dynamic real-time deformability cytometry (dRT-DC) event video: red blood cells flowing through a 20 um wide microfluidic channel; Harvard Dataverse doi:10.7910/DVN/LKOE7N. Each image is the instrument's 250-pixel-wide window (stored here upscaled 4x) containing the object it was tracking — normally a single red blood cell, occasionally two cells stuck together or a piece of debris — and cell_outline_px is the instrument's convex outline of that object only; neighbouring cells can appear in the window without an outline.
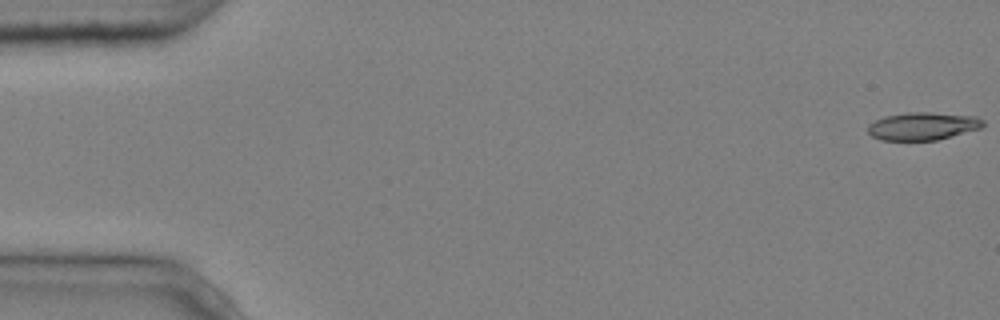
{"species": "common noctule bat (a hibernating species)", "species_latin": "Nyctalus noctula", "temperature_condition": "cold", "stored_images_in_passage": 5, "camera_frame_rate_fps": 3000, "um_per_image_px": 0.085, "animal": {"sex": "male", "body_mass_g": 20.4}, "frame": {"image": 1, "passage_image": 1, "time_ms": 0.0, "image_size_px": [1000, 320], "cell_outline_px": [[984, 124], [980, 128], [936, 140], [880, 140], [872, 136], [868, 132], [868, 124], [884, 116], [908, 112], [932, 112], [976, 116], [984, 120]], "centroid_in_image_um": [78.42, 10.71], "position_along_channel_um": 6.6, "area_um2": 18.61}}
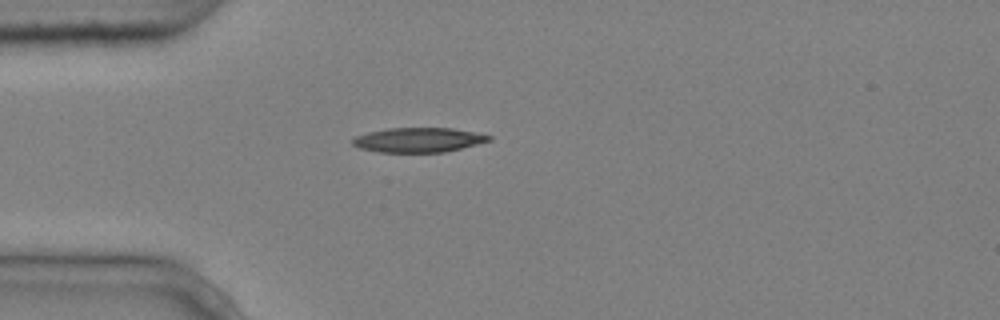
{"frame": {"image": 2, "passage_image": 5, "time_ms": 1.333, "image_size_px": [1000, 320], "cell_outline_px": [[492, 140], [444, 152], [380, 152], [360, 148], [352, 144], [352, 140], [356, 136], [368, 132], [388, 128], [452, 128], [492, 136]], "centroid_in_image_um": [35.54, 11.89], "position_along_channel_um": 49.5, "area_um2": 19.31}}